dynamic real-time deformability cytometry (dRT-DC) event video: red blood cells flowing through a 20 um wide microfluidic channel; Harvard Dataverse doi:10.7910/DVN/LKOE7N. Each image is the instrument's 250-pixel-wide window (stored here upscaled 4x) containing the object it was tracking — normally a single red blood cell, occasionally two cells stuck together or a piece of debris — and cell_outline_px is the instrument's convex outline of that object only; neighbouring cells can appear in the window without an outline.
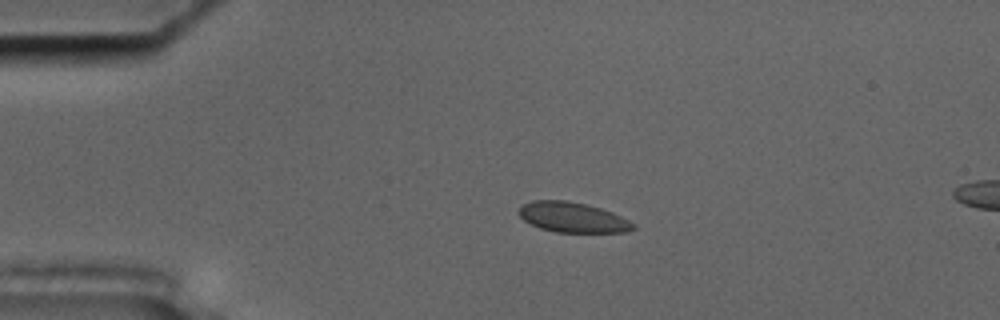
{"species": "common noctule bat (a hibernating species)", "species_latin": "Nyctalus noctula", "temperature_condition": "cold", "stored_images_in_passage": 18, "camera_frame_rate_fps": 3000, "um_per_image_px": 0.085, "animal": {"sex": "male", "body_mass_g": 17.5, "forearm_length_mm": 52.3}, "frame": {"image": 1, "passage_image": 13, "time_ms": 4.0, "image_size_px": [1000, 320], "cell_outline_px": [[636, 228], [628, 232], [556, 232], [540, 228], [524, 220], [516, 212], [520, 204], [532, 200], [568, 200], [600, 208], [612, 212], [636, 224]], "centroid_in_image_um": [48.64, 18.46], "position_along_channel_um": 36.4, "area_um2": 20.23}}